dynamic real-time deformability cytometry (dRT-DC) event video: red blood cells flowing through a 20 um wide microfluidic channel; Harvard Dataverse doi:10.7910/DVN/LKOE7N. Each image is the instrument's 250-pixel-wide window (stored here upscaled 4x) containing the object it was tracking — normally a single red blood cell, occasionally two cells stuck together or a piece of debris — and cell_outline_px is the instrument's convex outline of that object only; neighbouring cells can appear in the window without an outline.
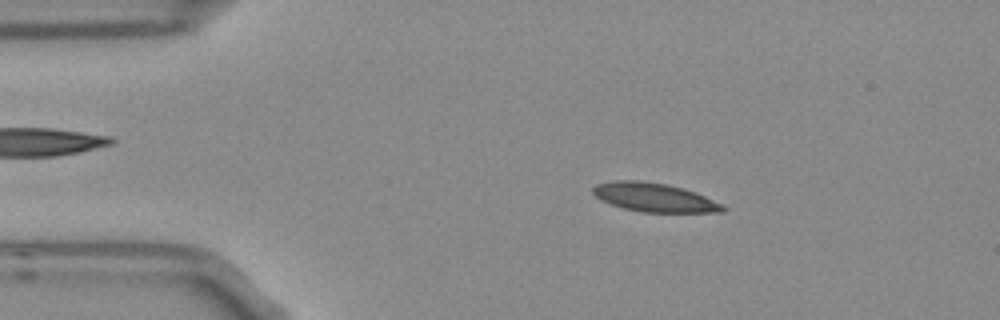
{"species": "Egyptian fruit bat (a non-hibernating species)", "species_latin": "Rousettus aegyptiacus", "temperature_condition": "room temperature", "stored_images_in_passage": 3, "camera_frame_rate_fps": 3000, "um_per_image_px": 0.085, "frame": {"image": 1, "passage_image": 2, "time_ms": 0.333, "image_size_px": [1000, 320], "cell_outline_px": [[728, 208], [724, 212], [644, 212], [624, 208], [600, 200], [592, 192], [592, 188], [596, 184], [616, 180], [640, 180], [668, 184], [684, 188], [696, 192], [724, 204]], "centroid_in_image_um": [55.66, 16.77], "position_along_channel_um": 29.3, "area_um2": 21.96}}